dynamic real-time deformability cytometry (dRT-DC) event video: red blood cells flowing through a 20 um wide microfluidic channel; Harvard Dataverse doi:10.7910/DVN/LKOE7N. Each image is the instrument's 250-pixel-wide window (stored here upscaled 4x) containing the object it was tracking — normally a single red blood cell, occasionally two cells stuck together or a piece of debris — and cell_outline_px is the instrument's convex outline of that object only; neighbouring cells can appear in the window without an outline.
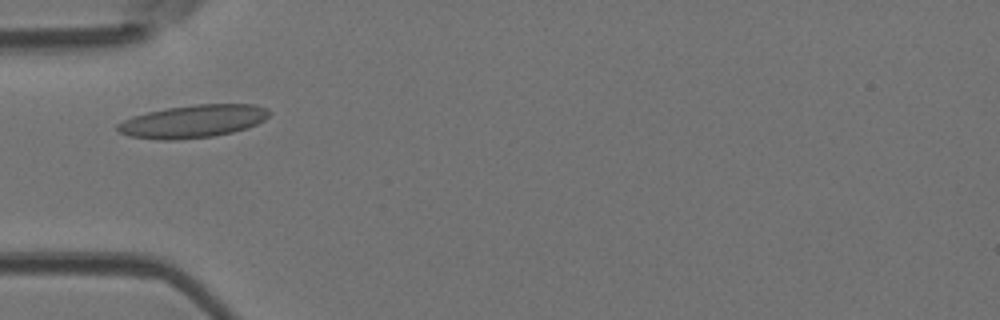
{"species": "Egyptian fruit bat (a non-hibernating species)", "species_latin": "Rousettus aegyptiacus", "temperature_condition": "room temperature", "stored_images_in_passage": 3, "camera_frame_rate_fps": 3000, "um_per_image_px": 0.085, "animal": {"sex": "female"}, "frame": {"image": 1, "passage_image": 3, "time_ms": 0.667, "image_size_px": [1000, 320], "cell_outline_px": [[268, 116], [264, 120], [256, 124], [232, 132], [212, 136], [176, 140], [156, 140], [128, 136], [120, 132], [116, 128], [116, 124], [132, 116], [148, 112], [168, 108], [196, 104], [256, 104], [264, 108], [268, 112]], "centroid_in_image_um": [16.35, 10.32], "position_along_channel_um": 68.6, "area_um2": 28.78}}